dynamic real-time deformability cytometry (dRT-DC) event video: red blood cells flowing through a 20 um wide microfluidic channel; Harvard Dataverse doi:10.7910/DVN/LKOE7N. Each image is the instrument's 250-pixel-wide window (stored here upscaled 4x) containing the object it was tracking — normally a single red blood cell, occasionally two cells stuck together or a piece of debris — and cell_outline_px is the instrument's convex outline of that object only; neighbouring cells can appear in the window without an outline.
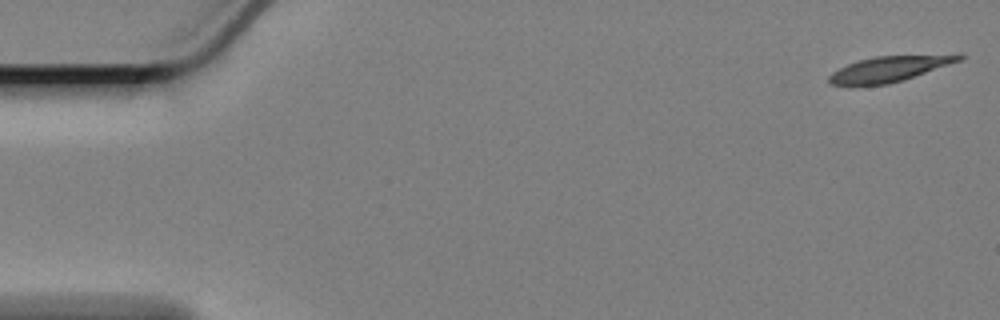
{"species": "Egyptian fruit bat (a non-hibernating species)", "species_latin": "Rousettus aegyptiacus", "temperature_condition": "cold", "stored_images_in_passage": 11, "camera_frame_rate_fps": 3000, "um_per_image_px": 0.085, "animal": {"sex": "female"}, "frame": {"image": 1, "passage_image": 1, "time_ms": 0.0, "image_size_px": [1000, 320], "cell_outline_px": [[964, 56], [960, 60], [904, 80], [888, 84], [828, 84], [828, 76], [832, 72], [848, 64], [860, 60], [876, 56], [956, 52], [964, 52]], "centroid_in_image_um": [75.74, 5.79], "position_along_channel_um": 9.3, "area_um2": 19.59}}